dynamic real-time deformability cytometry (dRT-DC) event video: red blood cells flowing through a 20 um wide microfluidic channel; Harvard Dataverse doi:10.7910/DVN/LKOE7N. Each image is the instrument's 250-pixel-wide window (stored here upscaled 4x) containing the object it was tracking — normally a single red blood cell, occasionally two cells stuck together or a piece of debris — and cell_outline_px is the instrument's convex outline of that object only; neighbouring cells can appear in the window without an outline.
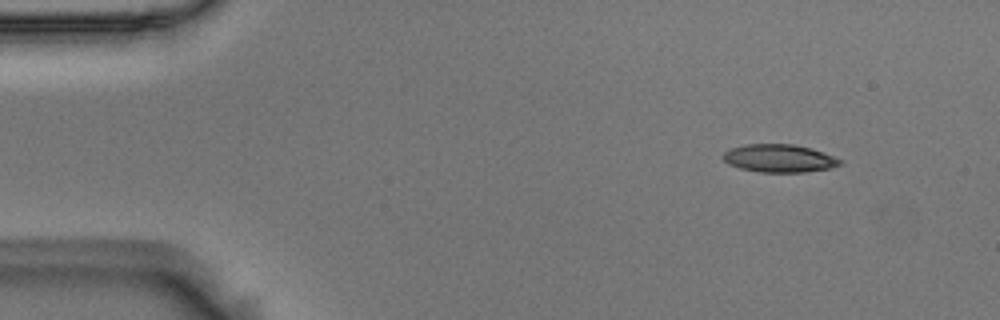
{"species": "Egyptian fruit bat (a non-hibernating species)", "species_latin": "Rousettus aegyptiacus", "temperature_condition": "room temperature", "stored_images_in_passage": 4, "camera_frame_rate_fps": 3000, "um_per_image_px": 0.085, "animal": {"sex": "male"}, "frame": {"image": 1, "passage_image": 1, "time_ms": 0.0, "image_size_px": [1000, 320], "cell_outline_px": [[844, 160], [840, 164], [828, 168], [804, 172], [760, 172], [740, 168], [728, 164], [720, 156], [724, 152], [732, 148], [744, 144], [792, 144], [812, 148]], "centroid_in_image_um": [66.21, 13.45], "position_along_channel_um": 18.8, "area_um2": 19.02}}
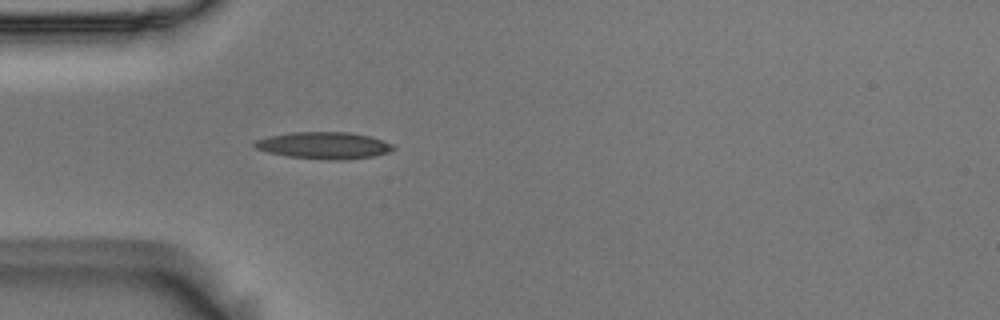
{"frame": {"image": 2, "passage_image": 4, "time_ms": 1.0, "image_size_px": [1000, 320], "cell_outline_px": [[396, 148], [388, 152], [372, 156], [344, 160], [324, 160], [288, 156], [268, 152], [256, 148], [252, 144], [252, 140], [268, 136], [292, 132], [348, 132], [368, 136], [392, 144]], "centroid_in_image_um": [27.47, 12.36], "position_along_channel_um": 57.5, "area_um2": 21.68}}